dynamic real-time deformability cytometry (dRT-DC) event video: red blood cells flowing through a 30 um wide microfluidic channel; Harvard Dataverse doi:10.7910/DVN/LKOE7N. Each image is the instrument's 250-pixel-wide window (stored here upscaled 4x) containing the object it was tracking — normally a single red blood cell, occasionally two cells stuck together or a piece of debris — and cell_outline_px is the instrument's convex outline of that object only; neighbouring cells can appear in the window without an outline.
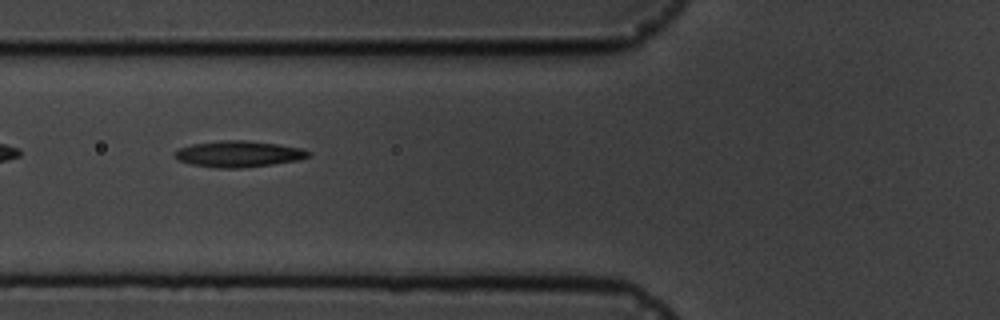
{"species": "common noctule bat (a hibernating species)", "species_latin": "Nyctalus noctula", "temperature_condition": "cold", "stored_images_in_passage": 5, "camera_frame_rate_fps": 3000, "um_per_image_px": 0.085, "animal": {"sex": "male", "body_mass_g": 19.5, "forearm_length_mm": 54.6}, "frame": {"image": 1, "passage_image": 3, "time_ms": 2.667, "image_size_px": [1000, 320], "cell_outline_px": [[312, 156], [300, 160], [272, 164], [240, 168], [216, 168], [192, 164], [180, 160], [176, 156], [176, 152], [180, 148], [192, 144], [220, 140], [244, 140], [276, 144], [300, 148], [312, 152]], "centroid_in_image_um": [20.34, 13.09], "position_along_channel_um": 105.5, "area_um2": 20.23}}
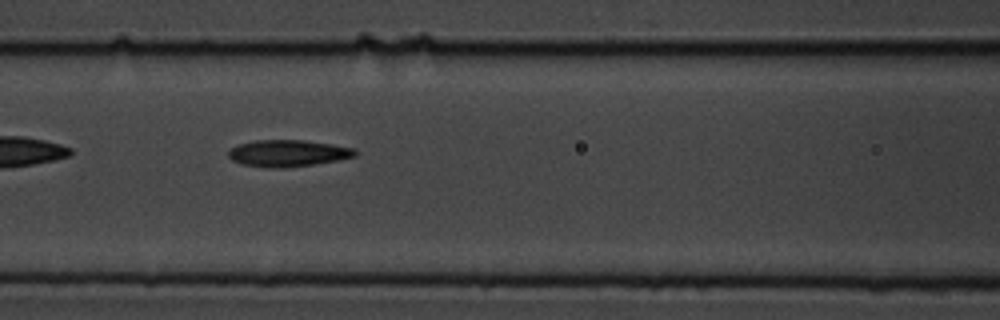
{"frame": {"image": 2, "passage_image": 4, "time_ms": 3.667, "image_size_px": [1000, 320], "cell_outline_px": [[356, 156], [336, 160], [312, 164], [284, 168], [268, 168], [240, 164], [232, 160], [228, 156], [228, 152], [232, 148], [240, 144], [256, 140], [304, 140], [332, 144], [356, 148]], "centroid_in_image_um": [24.46, 13.02], "position_along_channel_um": 142.1, "area_um2": 19.65}}